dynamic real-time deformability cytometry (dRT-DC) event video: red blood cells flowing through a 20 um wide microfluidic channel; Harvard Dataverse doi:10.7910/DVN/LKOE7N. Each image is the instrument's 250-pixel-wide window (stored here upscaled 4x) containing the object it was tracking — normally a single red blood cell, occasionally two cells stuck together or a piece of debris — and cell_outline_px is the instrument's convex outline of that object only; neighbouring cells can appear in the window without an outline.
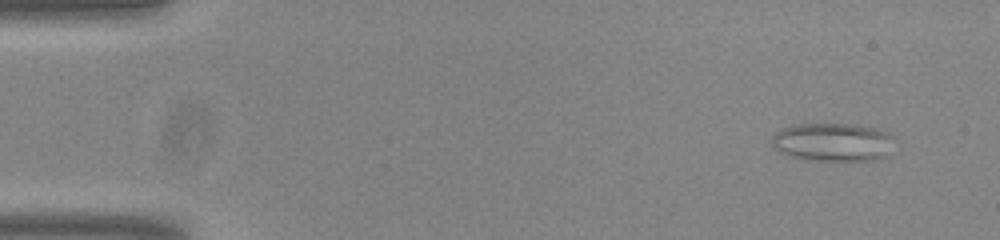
{"species": "common noctule bat (a hibernating species)", "species_latin": "Nyctalus noctula", "temperature_condition": "room temperature", "stored_images_in_passage": 50, "camera_frame_rate_fps": 3000, "um_per_image_px": 0.085, "animal": {"sex": "male", "body_mass_g": 20.0, "forearm_length_mm": 53.3}, "frame": {"image": 1, "passage_image": 1, "time_ms": 0.0, "image_size_px": [1000, 240], "cell_outline_px": [[896, 136], [888, 156], [880, 160], [812, 160], [788, 156], [780, 152], [772, 144], [772, 136], [776, 132], [792, 124], [856, 124], [884, 128]], "centroid_in_image_um": [70.9, 12.06], "position_along_channel_um": 14.1, "area_um2": 28.09}}
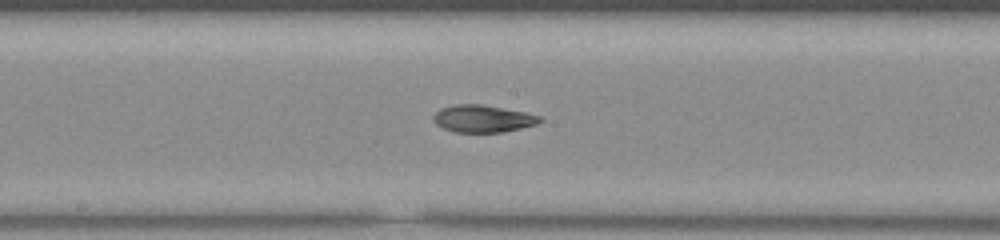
{"frame": {"image": 2, "passage_image": 25, "time_ms": 8.0, "image_size_px": [1000, 240], "cell_outline_px": [[544, 120], [536, 124], [520, 128], [500, 132], [456, 132], [444, 128], [436, 124], [432, 120], [432, 116], [440, 108], [456, 104], [480, 104], [524, 112], [540, 116]], "centroid_in_image_um": [41.01, 10.08], "position_along_channel_um": 207.2, "area_um2": 16.76}}
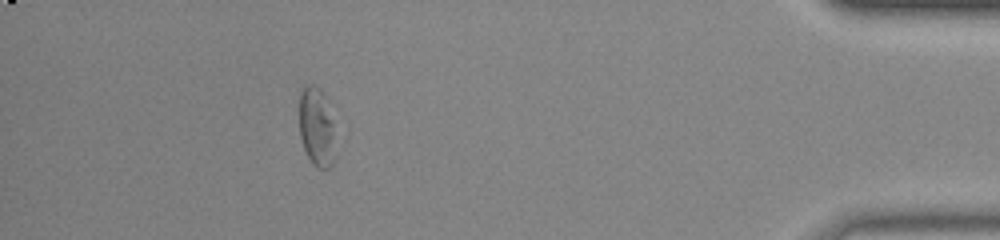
{"frame": {"image": 3, "passage_image": 45, "time_ms": 14.667, "image_size_px": [1000, 240], "cell_outline_px": [[336, 156], [332, 164], [328, 168], [320, 168], [312, 164], [304, 148], [300, 136], [300, 92], [308, 84], [312, 84], [320, 88], [324, 96], [332, 120]], "centroid_in_image_um": [26.92, 10.83], "position_along_channel_um": 408.3, "area_um2": 16.47}, "authors_computed_cell_mechanics": {"area_um2": 17.3689, "velocity_mm_per_s": 3.8199, "shape_relaxation_time_tau1_ms": null, "shape_relaxation_time_tau2_ms": 9.4018, "deformation_change_tau1": null, "deformation_change_tau2": 0.1936}}